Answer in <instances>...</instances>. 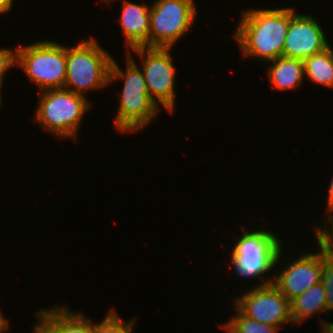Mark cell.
<instances>
[{
  "instance_id": "5",
  "label": "cell",
  "mask_w": 333,
  "mask_h": 333,
  "mask_svg": "<svg viewBox=\"0 0 333 333\" xmlns=\"http://www.w3.org/2000/svg\"><path fill=\"white\" fill-rule=\"evenodd\" d=\"M34 120L43 130L60 139H77V133L90 102L73 91L48 89L41 91Z\"/></svg>"
},
{
  "instance_id": "1",
  "label": "cell",
  "mask_w": 333,
  "mask_h": 333,
  "mask_svg": "<svg viewBox=\"0 0 333 333\" xmlns=\"http://www.w3.org/2000/svg\"><path fill=\"white\" fill-rule=\"evenodd\" d=\"M289 26L290 8H252L242 13L233 37L244 57L267 64L283 56Z\"/></svg>"
},
{
  "instance_id": "12",
  "label": "cell",
  "mask_w": 333,
  "mask_h": 333,
  "mask_svg": "<svg viewBox=\"0 0 333 333\" xmlns=\"http://www.w3.org/2000/svg\"><path fill=\"white\" fill-rule=\"evenodd\" d=\"M122 2L119 21L125 35L126 52L138 47H149L151 6L127 0Z\"/></svg>"
},
{
  "instance_id": "10",
  "label": "cell",
  "mask_w": 333,
  "mask_h": 333,
  "mask_svg": "<svg viewBox=\"0 0 333 333\" xmlns=\"http://www.w3.org/2000/svg\"><path fill=\"white\" fill-rule=\"evenodd\" d=\"M316 253H304L287 268L274 274L273 284L291 302L311 286L321 282L325 251L320 246Z\"/></svg>"
},
{
  "instance_id": "23",
  "label": "cell",
  "mask_w": 333,
  "mask_h": 333,
  "mask_svg": "<svg viewBox=\"0 0 333 333\" xmlns=\"http://www.w3.org/2000/svg\"><path fill=\"white\" fill-rule=\"evenodd\" d=\"M331 182H330V184H329V193H328V198H327V213H329V212H332V210H333V177H332V179L330 180Z\"/></svg>"
},
{
  "instance_id": "16",
  "label": "cell",
  "mask_w": 333,
  "mask_h": 333,
  "mask_svg": "<svg viewBox=\"0 0 333 333\" xmlns=\"http://www.w3.org/2000/svg\"><path fill=\"white\" fill-rule=\"evenodd\" d=\"M38 324L33 333H68V306L55 305L50 309H40L36 313Z\"/></svg>"
},
{
  "instance_id": "26",
  "label": "cell",
  "mask_w": 333,
  "mask_h": 333,
  "mask_svg": "<svg viewBox=\"0 0 333 333\" xmlns=\"http://www.w3.org/2000/svg\"><path fill=\"white\" fill-rule=\"evenodd\" d=\"M1 313L2 312L0 310V333H3L9 329V322L8 319H6Z\"/></svg>"
},
{
  "instance_id": "17",
  "label": "cell",
  "mask_w": 333,
  "mask_h": 333,
  "mask_svg": "<svg viewBox=\"0 0 333 333\" xmlns=\"http://www.w3.org/2000/svg\"><path fill=\"white\" fill-rule=\"evenodd\" d=\"M235 317L229 318L223 327L228 333H278L280 328L261 323L244 316L235 308ZM278 330V331H277Z\"/></svg>"
},
{
  "instance_id": "11",
  "label": "cell",
  "mask_w": 333,
  "mask_h": 333,
  "mask_svg": "<svg viewBox=\"0 0 333 333\" xmlns=\"http://www.w3.org/2000/svg\"><path fill=\"white\" fill-rule=\"evenodd\" d=\"M317 19L290 8V26L285 38L283 56L305 60L320 53L330 45Z\"/></svg>"
},
{
  "instance_id": "25",
  "label": "cell",
  "mask_w": 333,
  "mask_h": 333,
  "mask_svg": "<svg viewBox=\"0 0 333 333\" xmlns=\"http://www.w3.org/2000/svg\"><path fill=\"white\" fill-rule=\"evenodd\" d=\"M326 320H322L320 323H321V325H320V333H333V323H330V322H328V321H326Z\"/></svg>"
},
{
  "instance_id": "8",
  "label": "cell",
  "mask_w": 333,
  "mask_h": 333,
  "mask_svg": "<svg viewBox=\"0 0 333 333\" xmlns=\"http://www.w3.org/2000/svg\"><path fill=\"white\" fill-rule=\"evenodd\" d=\"M171 47H138L132 49L140 56L141 71L150 98L158 107H164L173 113L175 107V67L170 55Z\"/></svg>"
},
{
  "instance_id": "7",
  "label": "cell",
  "mask_w": 333,
  "mask_h": 333,
  "mask_svg": "<svg viewBox=\"0 0 333 333\" xmlns=\"http://www.w3.org/2000/svg\"><path fill=\"white\" fill-rule=\"evenodd\" d=\"M194 0H155L150 7L149 47H173L197 16Z\"/></svg>"
},
{
  "instance_id": "28",
  "label": "cell",
  "mask_w": 333,
  "mask_h": 333,
  "mask_svg": "<svg viewBox=\"0 0 333 333\" xmlns=\"http://www.w3.org/2000/svg\"><path fill=\"white\" fill-rule=\"evenodd\" d=\"M102 1H104L105 3H111V2H113V1H115V0H102Z\"/></svg>"
},
{
  "instance_id": "2",
  "label": "cell",
  "mask_w": 333,
  "mask_h": 333,
  "mask_svg": "<svg viewBox=\"0 0 333 333\" xmlns=\"http://www.w3.org/2000/svg\"><path fill=\"white\" fill-rule=\"evenodd\" d=\"M126 69L123 71L118 63L112 59L109 74V84L124 79L120 95L119 110L114 118V125L123 133L137 132L149 126L150 121L160 112V107L150 98L145 77L136 64L131 50L126 52Z\"/></svg>"
},
{
  "instance_id": "6",
  "label": "cell",
  "mask_w": 333,
  "mask_h": 333,
  "mask_svg": "<svg viewBox=\"0 0 333 333\" xmlns=\"http://www.w3.org/2000/svg\"><path fill=\"white\" fill-rule=\"evenodd\" d=\"M17 46V65L41 91L62 89L67 75L66 46L41 40Z\"/></svg>"
},
{
  "instance_id": "21",
  "label": "cell",
  "mask_w": 333,
  "mask_h": 333,
  "mask_svg": "<svg viewBox=\"0 0 333 333\" xmlns=\"http://www.w3.org/2000/svg\"><path fill=\"white\" fill-rule=\"evenodd\" d=\"M68 333H92V321L83 312H73L68 308Z\"/></svg>"
},
{
  "instance_id": "20",
  "label": "cell",
  "mask_w": 333,
  "mask_h": 333,
  "mask_svg": "<svg viewBox=\"0 0 333 333\" xmlns=\"http://www.w3.org/2000/svg\"><path fill=\"white\" fill-rule=\"evenodd\" d=\"M324 220L331 226L325 225V227H319L314 225L313 230L318 241L317 245L321 246L327 254L333 257V213H330V215L324 218ZM330 228L332 229L331 231L329 230Z\"/></svg>"
},
{
  "instance_id": "15",
  "label": "cell",
  "mask_w": 333,
  "mask_h": 333,
  "mask_svg": "<svg viewBox=\"0 0 333 333\" xmlns=\"http://www.w3.org/2000/svg\"><path fill=\"white\" fill-rule=\"evenodd\" d=\"M303 62L304 73L308 80L333 88V48L331 46L306 58Z\"/></svg>"
},
{
  "instance_id": "13",
  "label": "cell",
  "mask_w": 333,
  "mask_h": 333,
  "mask_svg": "<svg viewBox=\"0 0 333 333\" xmlns=\"http://www.w3.org/2000/svg\"><path fill=\"white\" fill-rule=\"evenodd\" d=\"M267 63H270L267 77L274 90H297L303 83V60L281 56Z\"/></svg>"
},
{
  "instance_id": "14",
  "label": "cell",
  "mask_w": 333,
  "mask_h": 333,
  "mask_svg": "<svg viewBox=\"0 0 333 333\" xmlns=\"http://www.w3.org/2000/svg\"><path fill=\"white\" fill-rule=\"evenodd\" d=\"M291 317L294 324L310 318L313 314L327 313L326 293L322 282L311 286L300 296L290 302Z\"/></svg>"
},
{
  "instance_id": "18",
  "label": "cell",
  "mask_w": 333,
  "mask_h": 333,
  "mask_svg": "<svg viewBox=\"0 0 333 333\" xmlns=\"http://www.w3.org/2000/svg\"><path fill=\"white\" fill-rule=\"evenodd\" d=\"M135 321H123L116 311L109 310L100 323L92 321V333H132Z\"/></svg>"
},
{
  "instance_id": "9",
  "label": "cell",
  "mask_w": 333,
  "mask_h": 333,
  "mask_svg": "<svg viewBox=\"0 0 333 333\" xmlns=\"http://www.w3.org/2000/svg\"><path fill=\"white\" fill-rule=\"evenodd\" d=\"M235 307L247 318L273 327L293 325L290 301L273 284L252 287L235 298Z\"/></svg>"
},
{
  "instance_id": "3",
  "label": "cell",
  "mask_w": 333,
  "mask_h": 333,
  "mask_svg": "<svg viewBox=\"0 0 333 333\" xmlns=\"http://www.w3.org/2000/svg\"><path fill=\"white\" fill-rule=\"evenodd\" d=\"M243 234L237 237V242L231 250V266L238 276L246 279L259 278L257 285L264 286L273 283L272 278H264L265 273L278 265L282 257V243L270 230H250L242 228Z\"/></svg>"
},
{
  "instance_id": "19",
  "label": "cell",
  "mask_w": 333,
  "mask_h": 333,
  "mask_svg": "<svg viewBox=\"0 0 333 333\" xmlns=\"http://www.w3.org/2000/svg\"><path fill=\"white\" fill-rule=\"evenodd\" d=\"M321 282L326 293L327 311H333V257L326 252Z\"/></svg>"
},
{
  "instance_id": "24",
  "label": "cell",
  "mask_w": 333,
  "mask_h": 333,
  "mask_svg": "<svg viewBox=\"0 0 333 333\" xmlns=\"http://www.w3.org/2000/svg\"><path fill=\"white\" fill-rule=\"evenodd\" d=\"M14 0H0V14H5L12 9Z\"/></svg>"
},
{
  "instance_id": "22",
  "label": "cell",
  "mask_w": 333,
  "mask_h": 333,
  "mask_svg": "<svg viewBox=\"0 0 333 333\" xmlns=\"http://www.w3.org/2000/svg\"><path fill=\"white\" fill-rule=\"evenodd\" d=\"M15 65L17 66V47L14 50L0 48V85H3L5 73Z\"/></svg>"
},
{
  "instance_id": "27",
  "label": "cell",
  "mask_w": 333,
  "mask_h": 333,
  "mask_svg": "<svg viewBox=\"0 0 333 333\" xmlns=\"http://www.w3.org/2000/svg\"><path fill=\"white\" fill-rule=\"evenodd\" d=\"M2 86H3V85H0V107H1V104H2V96H1V95H2V94H1V93H2V92H1V89L3 88Z\"/></svg>"
},
{
  "instance_id": "4",
  "label": "cell",
  "mask_w": 333,
  "mask_h": 333,
  "mask_svg": "<svg viewBox=\"0 0 333 333\" xmlns=\"http://www.w3.org/2000/svg\"><path fill=\"white\" fill-rule=\"evenodd\" d=\"M112 57L92 36L76 46H66L67 75L64 89L86 97L109 84ZM89 90V91H88Z\"/></svg>"
}]
</instances>
